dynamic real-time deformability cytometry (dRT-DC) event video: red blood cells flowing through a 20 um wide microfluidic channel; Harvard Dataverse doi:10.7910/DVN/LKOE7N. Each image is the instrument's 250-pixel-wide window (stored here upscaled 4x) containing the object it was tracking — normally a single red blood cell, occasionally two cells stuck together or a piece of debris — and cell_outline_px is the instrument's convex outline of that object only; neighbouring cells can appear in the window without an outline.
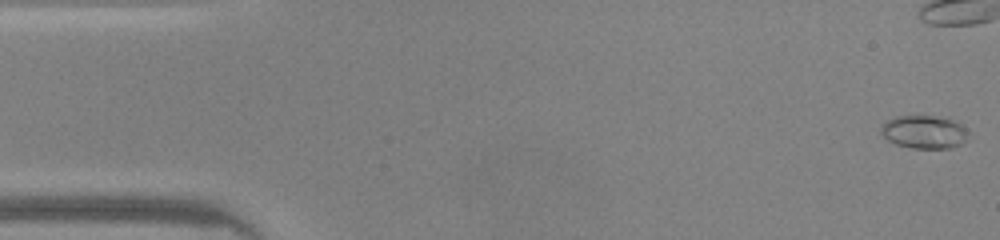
{"species": "common noctule bat (a hibernating species)", "species_latin": "Nyctalus noctula", "temperature_condition": "warm", "stored_images_in_passage": 48, "camera_frame_rate_fps": 3000, "um_per_image_px": 0.085, "animal": {"sex": "male", "body_mass_g": 20.0, "forearm_length_mm": 53.3}, "frame": {"image": 1, "passage_image": 1, "time_ms": 0.0, "image_size_px": [1000, 240], "cell_outline_px": [[968, 132], [964, 140], [960, 144], [952, 148], [912, 148], [896, 144], [888, 140], [880, 132], [880, 128], [888, 120], [896, 116], [940, 116], [952, 120], [960, 124]], "centroid_in_image_um": [78.53, 11.21], "position_along_channel_um": 6.5, "area_um2": 16.65}, "authors_computed_cell_mechanics": {"area_um2": 15.8372, "velocity_mm_per_s": 4.2639, "shape_relaxation_time_tau1_ms": 8.1372, "shape_relaxation_time_tau2_ms": 1.6074, "deformation_change_tau1": 0.2373, "deformation_change_tau2": 0.0568}}